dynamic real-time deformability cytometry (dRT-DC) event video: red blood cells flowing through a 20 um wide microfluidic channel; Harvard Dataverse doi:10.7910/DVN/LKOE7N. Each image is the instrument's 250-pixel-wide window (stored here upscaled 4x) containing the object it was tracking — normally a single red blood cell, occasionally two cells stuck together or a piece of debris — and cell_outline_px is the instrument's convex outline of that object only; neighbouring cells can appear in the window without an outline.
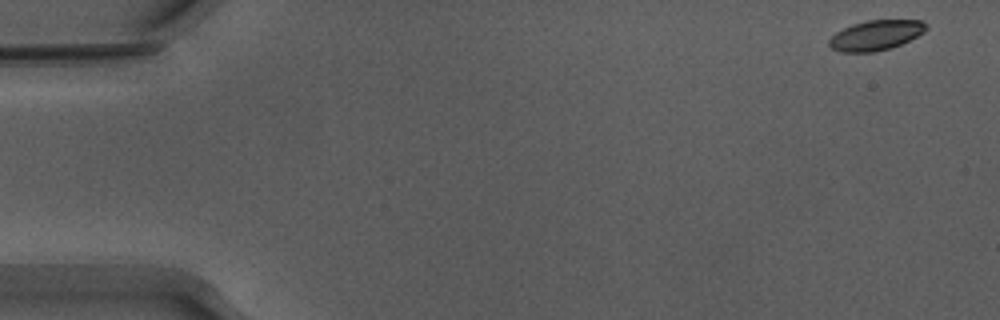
{"species": "Egyptian fruit bat (a non-hibernating species)", "species_latin": "Rousettus aegyptiacus", "temperature_condition": "warm", "stored_images_in_passage": 53, "camera_frame_rate_fps": 3000, "um_per_image_px": 0.085, "animal": {"sex": "male"}, "frame": {"image": 1, "passage_image": 1, "time_ms": 0.0, "image_size_px": [1000, 320], "cell_outline_px": [[928, 28], [924, 32], [900, 44], [888, 48], [872, 52], [840, 52], [832, 48], [828, 44], [828, 40], [836, 32], [852, 24], [868, 20], [920, 20], [928, 24]], "centroid_in_image_um": [74.43, 2.98], "position_along_channel_um": 10.6, "area_um2": 16.82}}
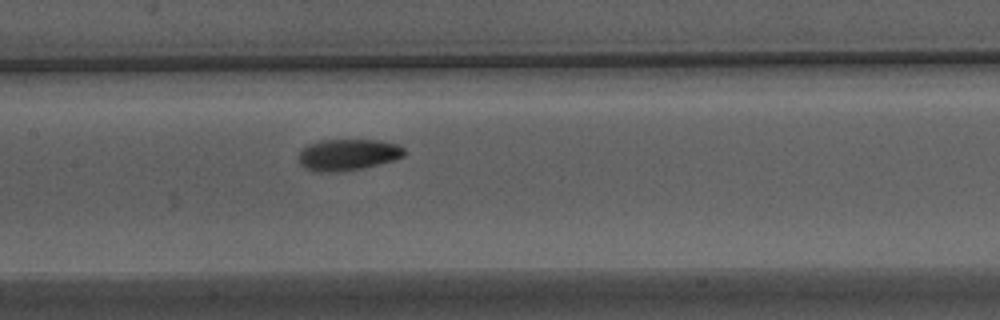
{"frame": {"image": 2, "passage_image": 25, "time_ms": 8.0, "image_size_px": [1000, 320], "cell_outline_px": [[408, 152], [404, 156], [392, 160], [364, 168], [336, 172], [312, 172], [304, 168], [300, 164], [296, 156], [308, 144], [320, 140], [380, 140], [396, 144], [404, 148]], "centroid_in_image_um": [29.54, 13.16], "position_along_channel_um": 177.9, "area_um2": 19.59}}
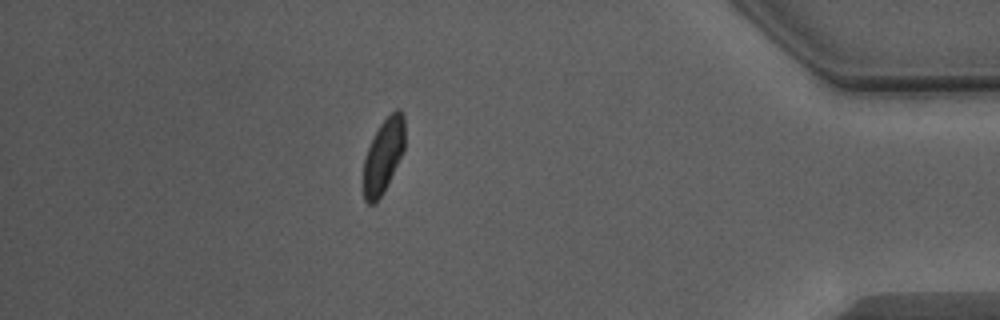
{"frame": {"image": 3, "passage_image": 46, "time_ms": 15.0, "image_size_px": [1000, 320], "cell_outline_px": [[404, 148], [384, 192], [372, 204], [368, 204], [364, 200], [364, 156], [380, 124], [396, 108], [400, 108], [404, 116]], "centroid_in_image_um": [32.59, 13.22], "position_along_channel_um": 402.6, "area_um2": 17.51}, "authors_computed_cell_mechanics": {"area_um2": 18.4382, "velocity_mm_per_s": 3.8543, "shape_relaxation_time_tau1_ms": 3.6221, "shape_relaxation_time_tau2_ms": 2.955, "deformation_change_tau1": 0.1297, "deformation_change_tau2": 0.0741}}